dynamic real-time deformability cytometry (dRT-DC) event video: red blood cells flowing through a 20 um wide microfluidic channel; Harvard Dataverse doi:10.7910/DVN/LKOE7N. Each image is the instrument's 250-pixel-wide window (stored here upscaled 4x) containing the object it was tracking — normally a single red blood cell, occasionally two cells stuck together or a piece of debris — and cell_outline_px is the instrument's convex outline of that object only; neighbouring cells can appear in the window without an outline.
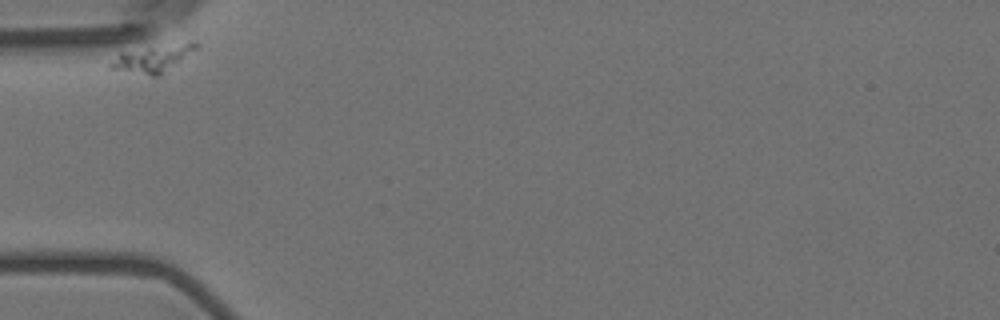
{"species": "Egyptian fruit bat (a non-hibernating species)", "species_latin": "Rousettus aegyptiacus", "temperature_condition": "room temperature", "stored_images_in_passage": 23, "camera_frame_rate_fps": 3000, "um_per_image_px": 0.085, "animal": {"sex": "female"}, "frame": {"image": 1, "passage_image": 1, "time_ms": 0.0, "image_size_px": [1000, 320], "cell_outline_px": [[200, 44], [196, 48], [160, 76], [152, 76], [108, 68], [108, 64], [120, 52], [148, 48], [184, 44]], "centroid_in_image_um": [12.85, 5.04], "position_along_channel_um": 72.1, "area_um2": 12.54}}
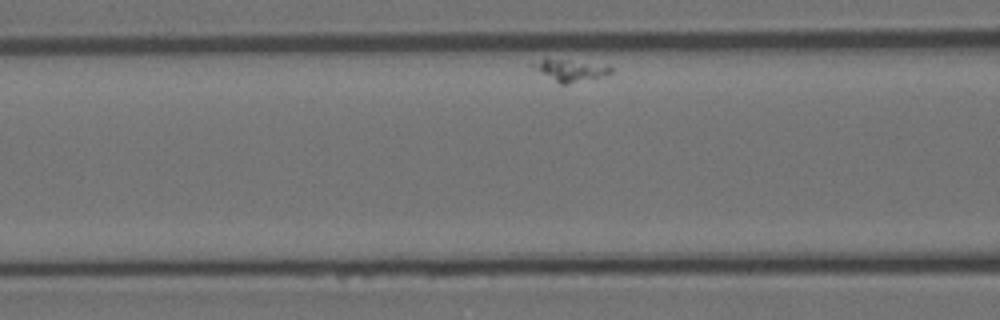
{"frame": {"image": 2, "passage_image": 7, "time_ms": 2.0, "image_size_px": [1000, 320], "cell_outline_px": [[612, 72], [608, 76], [568, 84], [560, 84], [532, 68], [528, 64], [544, 56], [612, 68]], "centroid_in_image_um": [48.34, 5.97], "position_along_channel_um": 118.3, "area_um2": 10.0}}